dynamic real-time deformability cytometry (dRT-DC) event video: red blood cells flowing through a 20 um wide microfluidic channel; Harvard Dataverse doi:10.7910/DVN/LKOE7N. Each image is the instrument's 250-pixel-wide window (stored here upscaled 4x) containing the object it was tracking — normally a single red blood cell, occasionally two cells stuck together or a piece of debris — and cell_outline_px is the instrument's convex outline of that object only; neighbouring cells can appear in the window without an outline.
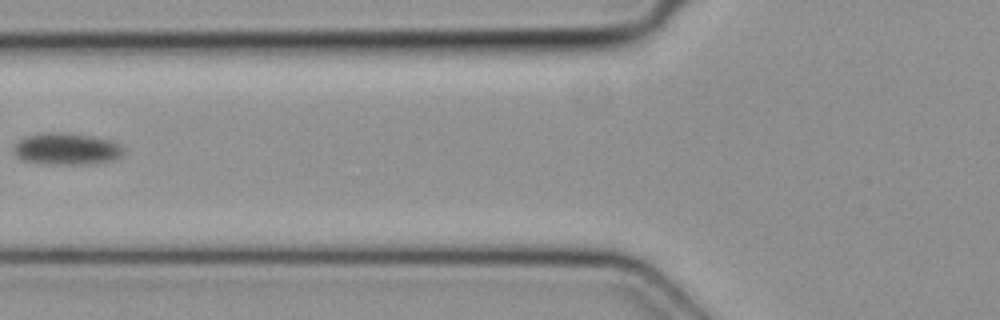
{"species": "common noctule bat (a hibernating species)", "species_latin": "Nyctalus noctula", "temperature_condition": "cold", "stored_images_in_passage": 2, "camera_frame_rate_fps": 3000, "um_per_image_px": 0.085, "animal": {"sex": "female", "body_mass_g": 19.3, "forearm_length_mm": 54.1}, "frame": {"image": 1, "passage_image": 2, "time_ms": 0.333, "image_size_px": [1000, 320], "cell_outline_px": [[124, 156], [116, 160], [96, 164], [40, 164], [20, 160], [12, 152], [12, 144], [24, 136], [40, 132], [64, 132], [92, 136], [112, 140], [120, 144], [124, 148]], "centroid_in_image_um": [5.64, 12.66], "position_along_channel_um": 120.2, "area_um2": 21.33}}